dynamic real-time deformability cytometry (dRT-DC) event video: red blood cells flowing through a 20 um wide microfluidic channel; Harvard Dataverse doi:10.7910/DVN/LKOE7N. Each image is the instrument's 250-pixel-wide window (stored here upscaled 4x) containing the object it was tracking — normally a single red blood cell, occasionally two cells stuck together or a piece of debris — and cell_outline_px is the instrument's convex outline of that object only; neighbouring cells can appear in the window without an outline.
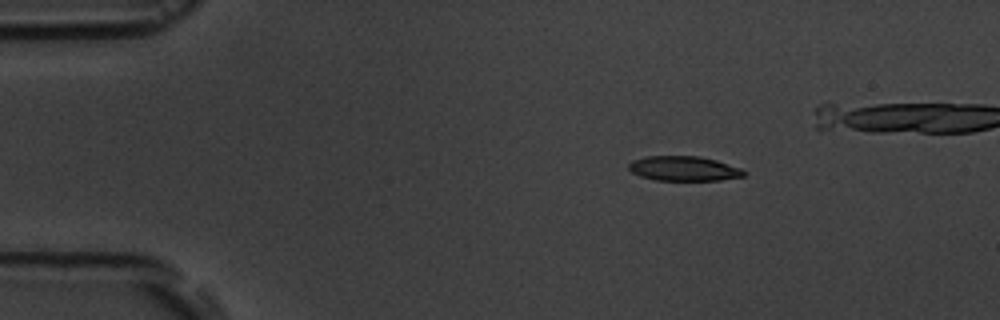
{"species": "common noctule bat (a hibernating species)", "species_latin": "Nyctalus noctula", "temperature_condition": "room temperature", "stored_images_in_passage": 5, "camera_frame_rate_fps": 3000, "um_per_image_px": 0.085, "animal": {"sex": "male", "body_mass_g": 19.5, "forearm_length_mm": 54.6}, "frame": {"image": 1, "passage_image": 2, "time_ms": 1.0, "image_size_px": [1000, 320], "cell_outline_px": [[744, 176], [720, 180], [656, 180], [640, 176], [632, 172], [628, 168], [628, 164], [632, 160], [648, 156], [700, 156], [716, 160], [740, 168], [744, 172]], "centroid_in_image_um": [58.09, 14.32], "position_along_channel_um": 26.9, "area_um2": 16.47}}